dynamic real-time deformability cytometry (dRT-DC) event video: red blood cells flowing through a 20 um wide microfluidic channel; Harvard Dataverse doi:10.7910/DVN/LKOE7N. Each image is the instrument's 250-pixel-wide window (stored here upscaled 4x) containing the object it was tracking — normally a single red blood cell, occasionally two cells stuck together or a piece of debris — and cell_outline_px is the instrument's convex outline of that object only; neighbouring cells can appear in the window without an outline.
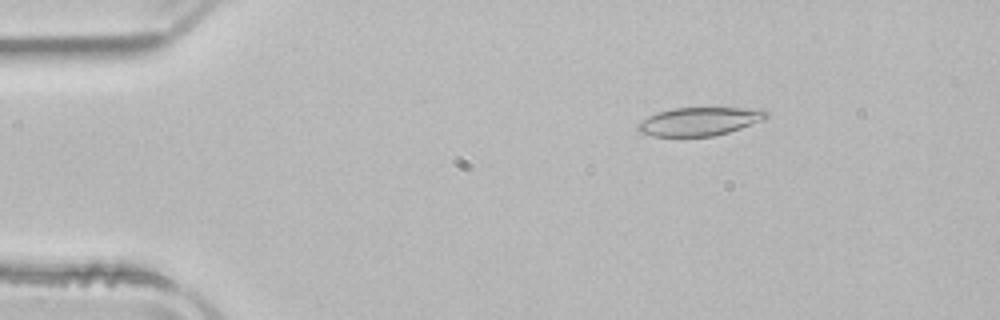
{"species": "common noctule bat (a hibernating species)", "species_latin": "Nyctalus noctula", "temperature_condition": "room temperature", "stored_images_in_passage": 50, "camera_frame_rate_fps": 3000, "um_per_image_px": 0.085, "animal": {"sex": "male", "body_mass_g": 21.5, "forearm_length_mm": 52.0}, "frame": {"image": 1, "passage_image": 7, "time_ms": 2.0, "image_size_px": [1000, 320], "cell_outline_px": [[768, 116], [764, 120], [728, 132], [712, 136], [652, 136], [640, 132], [636, 128], [636, 124], [640, 120], [656, 112], [672, 108], [764, 108], [768, 112]], "centroid_in_image_um": [59.44, 10.31], "position_along_channel_um": 25.6, "area_um2": 21.39}}
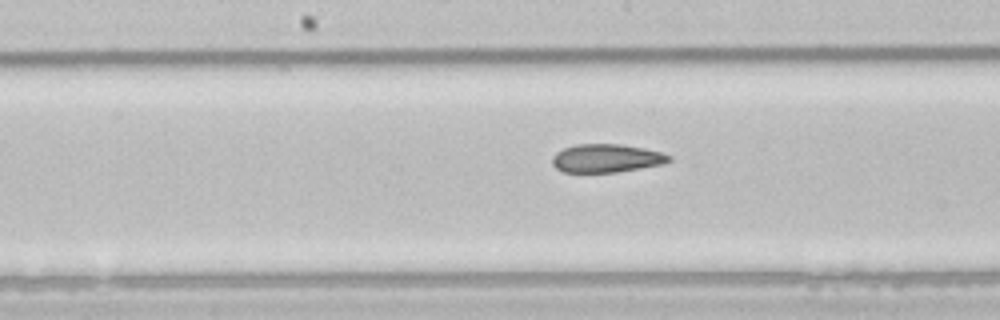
{"frame": {"image": 2, "passage_image": 25, "time_ms": 8.0, "image_size_px": [1000, 320], "cell_outline_px": [[672, 160], [660, 164], [616, 172], [564, 172], [556, 168], [552, 164], [552, 156], [556, 152], [564, 148], [576, 144], [620, 144], [644, 148], [660, 152], [672, 156]], "centroid_in_image_um": [51.51, 13.44], "position_along_channel_um": 196.7, "area_um2": 19.13}}
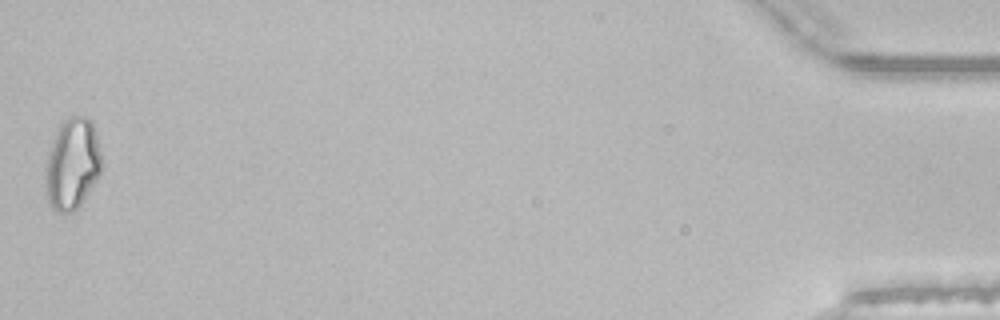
{"frame": {"image": 3, "passage_image": 50, "time_ms": 16.333, "image_size_px": [1000, 320], "cell_outline_px": [[100, 172], [96, 180], [80, 204], [72, 212], [56, 212], [52, 208], [48, 200], [44, 180], [44, 176], [48, 152], [52, 140], [60, 124], [68, 116], [88, 116], [92, 120], [100, 152]], "centroid_in_image_um": [6.11, 13.91], "position_along_channel_um": 429.1, "area_um2": 29.71}, "authors_computed_cell_mechanics": {"area_um2": 21.2126, "velocity_mm_per_s": 3.9609, "shape_relaxation_time_tau1_ms": null, "shape_relaxation_time_tau2_ms": 3.994, "deformation_change_tau1": null, "deformation_change_tau2": 0.1135}}